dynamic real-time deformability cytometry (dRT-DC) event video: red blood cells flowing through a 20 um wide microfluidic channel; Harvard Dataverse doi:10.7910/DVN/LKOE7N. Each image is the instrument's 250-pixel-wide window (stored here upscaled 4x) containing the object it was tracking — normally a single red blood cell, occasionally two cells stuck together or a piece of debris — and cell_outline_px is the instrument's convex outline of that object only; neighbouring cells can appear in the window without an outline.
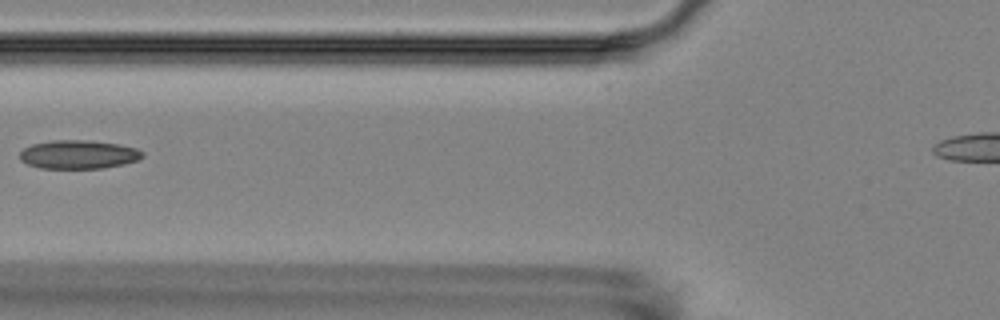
{"species": "Egyptian fruit bat (a non-hibernating species)", "species_latin": "Rousettus aegyptiacus", "temperature_condition": "room temperature", "stored_images_in_passage": 12, "camera_frame_rate_fps": 3000, "um_per_image_px": 0.085, "animal": {"sex": "female"}, "frame": {"image": 1, "passage_image": 3, "time_ms": 2.333, "image_size_px": [1000, 320], "cell_outline_px": [[144, 156], [136, 160], [124, 164], [104, 168], [40, 168], [28, 164], [20, 160], [20, 152], [24, 148], [32, 144], [52, 140], [92, 140], [120, 144], [136, 148], [144, 152]], "centroid_in_image_um": [6.68, 13.12], "position_along_channel_um": 119.1, "area_um2": 20.58}}
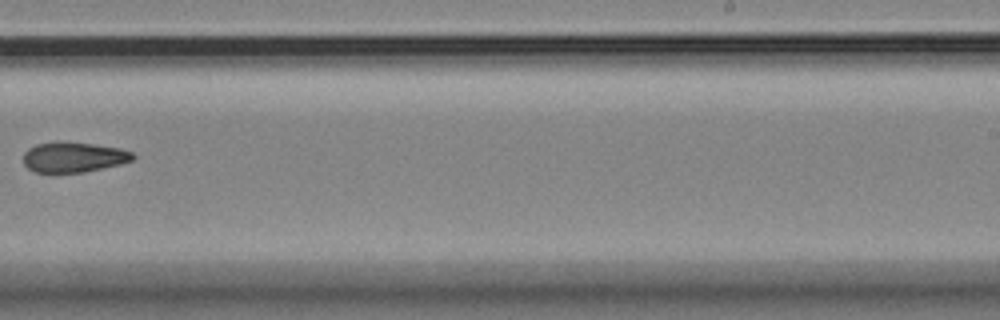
{"frame": {"image": 2, "passage_image": 7, "time_ms": 7.0, "image_size_px": [1000, 320], "cell_outline_px": [[136, 156], [132, 160], [120, 164], [84, 172], [56, 176], [36, 172], [28, 168], [24, 164], [24, 152], [28, 148], [36, 144], [56, 140], [92, 144], [120, 148], [132, 152]], "centroid_in_image_um": [6.19, 13.38], "position_along_channel_um": 282.8, "area_um2": 20.06}}
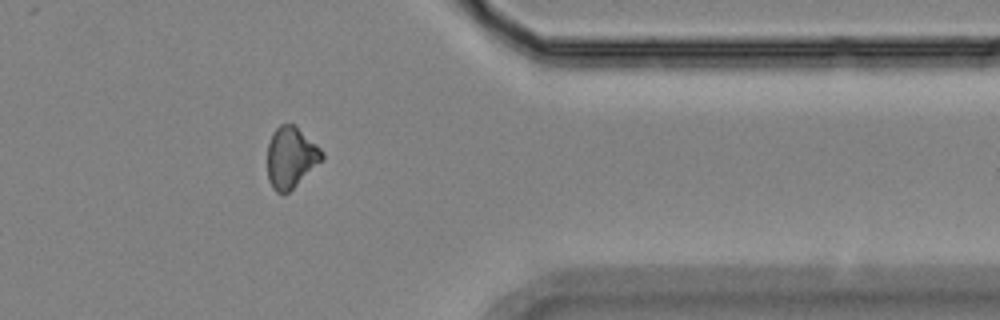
{"frame": {"image": 3, "passage_image": 10, "time_ms": 10.333, "image_size_px": [1000, 320], "cell_outline_px": [[324, 160], [288, 192], [276, 192], [272, 188], [268, 180], [268, 144], [272, 132], [280, 124], [292, 124], [316, 144], [324, 152]], "centroid_in_image_um": [24.73, 13.39], "position_along_channel_um": 386.7, "area_um2": 19.31}}